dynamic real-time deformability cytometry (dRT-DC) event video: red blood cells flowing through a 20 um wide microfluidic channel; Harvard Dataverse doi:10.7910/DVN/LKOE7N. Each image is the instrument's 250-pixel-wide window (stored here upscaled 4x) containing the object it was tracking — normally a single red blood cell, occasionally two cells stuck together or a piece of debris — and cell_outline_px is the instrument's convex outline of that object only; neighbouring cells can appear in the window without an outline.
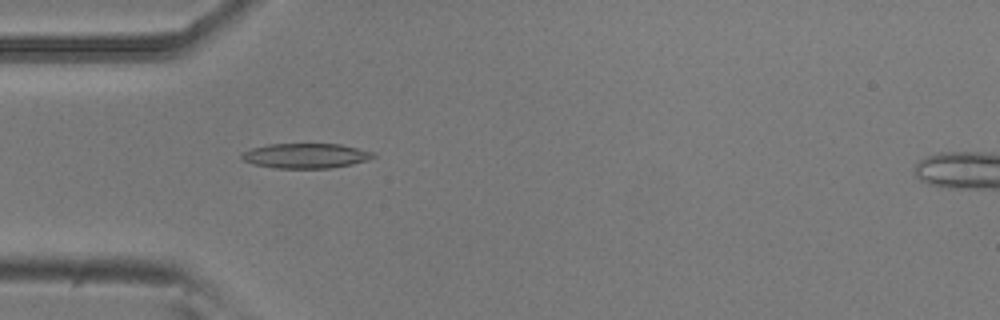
{"species": "common noctule bat (a hibernating species)", "species_latin": "Nyctalus noctula", "temperature_condition": "room temperature", "stored_images_in_passage": 34, "camera_frame_rate_fps": 3000, "um_per_image_px": 0.085, "animal": {"sex": "male", "body_mass_g": 20.5, "forearm_length_mm": 52.5}, "frame": {"image": 1, "passage_image": 3, "time_ms": 0.667, "image_size_px": [1000, 320], "cell_outline_px": [[376, 156], [368, 160], [352, 164], [332, 168], [272, 168], [252, 164], [244, 160], [240, 156], [240, 152], [252, 148], [268, 144], [340, 144], [376, 152]], "centroid_in_image_um": [25.99, 13.24], "position_along_channel_um": 59.0, "area_um2": 19.31}}
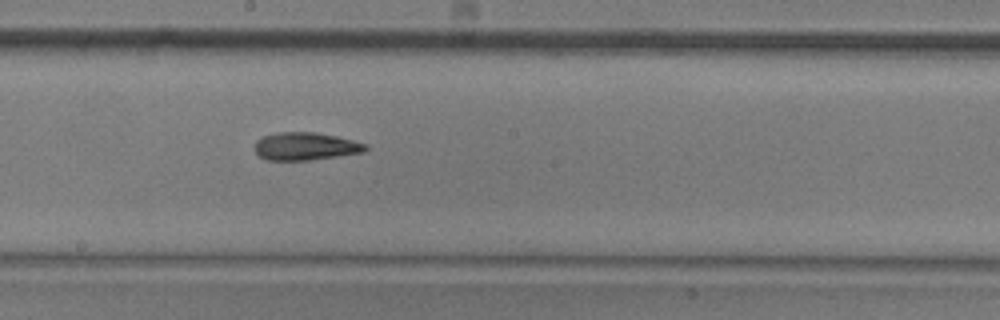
{"frame": {"image": 2, "passage_image": 16, "time_ms": 5.0, "image_size_px": [1000, 320], "cell_outline_px": [[368, 148], [364, 152], [308, 160], [268, 160], [260, 156], [256, 152], [256, 140], [264, 136], [276, 132], [312, 132], [336, 136], [368, 144]], "centroid_in_image_um": [25.98, 12.43], "position_along_channel_um": 222.2, "area_um2": 17.74}}
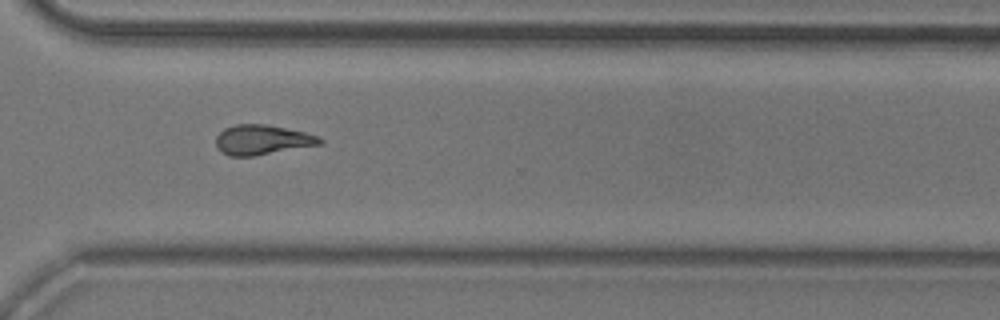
{"frame": {"image": 3, "passage_image": 26, "time_ms": 8.333, "image_size_px": [1000, 320], "cell_outline_px": [[324, 140], [320, 144], [252, 156], [228, 156], [220, 152], [216, 148], [216, 136], [224, 128], [236, 124], [264, 124], [304, 132], [320, 136]], "centroid_in_image_um": [22.24, 11.88], "position_along_channel_um": 348.4, "area_um2": 17.98}, "authors_computed_cell_mechanics": {"area_um2": 17.6868, "velocity_mm_per_s": 3.8012, "shape_relaxation_time_tau1_ms": 7.8587, "shape_relaxation_time_tau2_ms": 7.3771, "deformation_change_tau1": 0.1936, "deformation_change_tau2": 0.1729}}